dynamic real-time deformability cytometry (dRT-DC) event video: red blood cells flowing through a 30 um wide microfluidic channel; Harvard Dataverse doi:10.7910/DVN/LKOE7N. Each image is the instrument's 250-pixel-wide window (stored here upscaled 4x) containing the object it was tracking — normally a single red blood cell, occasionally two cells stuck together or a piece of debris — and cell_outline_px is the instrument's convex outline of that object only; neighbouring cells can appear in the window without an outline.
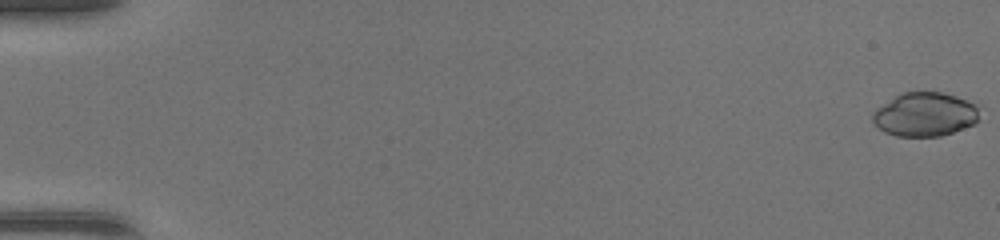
{"species": "common noctule bat (a hibernating species)", "species_latin": "Nyctalus noctula", "temperature_condition": "warm", "stored_images_in_passage": 7, "camera_frame_rate_fps": 3000, "um_per_image_px": 0.085, "animal": {"sex": "female", "body_mass_g": 17.0, "forearm_length_mm": 48.0}, "frame": {"image": 1, "passage_image": 1, "time_ms": 0.0, "image_size_px": [1000, 240], "cell_outline_px": [[980, 104], [976, 120], [972, 124], [952, 132], [940, 136], [896, 136], [884, 132], [872, 120], [872, 112], [876, 108], [900, 92], [940, 92], [956, 96]], "centroid_in_image_um": [78.6, 9.7], "position_along_channel_um": 6.4, "area_um2": 27.34}}